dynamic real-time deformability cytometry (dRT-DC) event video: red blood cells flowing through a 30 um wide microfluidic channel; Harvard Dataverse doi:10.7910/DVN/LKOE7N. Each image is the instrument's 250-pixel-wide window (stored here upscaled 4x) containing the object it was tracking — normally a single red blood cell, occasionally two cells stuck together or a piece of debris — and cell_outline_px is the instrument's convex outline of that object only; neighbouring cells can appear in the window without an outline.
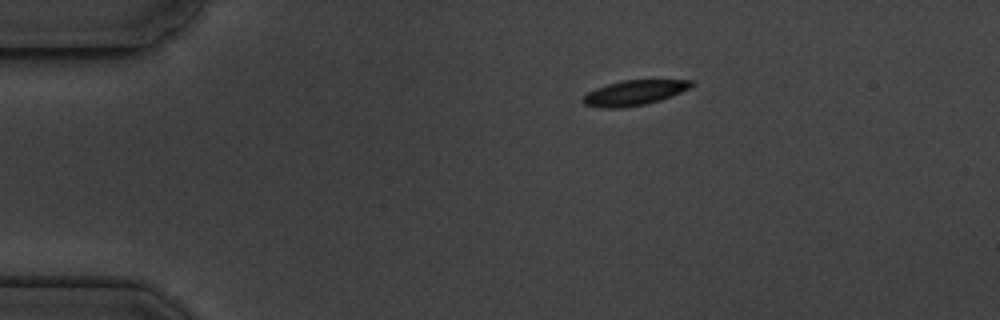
{"species": "common noctule bat (a hibernating species)", "species_latin": "Nyctalus noctula", "temperature_condition": "cold", "stored_images_in_passage": 3, "segment_of_instrument_passage": [1, 2], "camera_frame_rate_fps": 3000, "um_per_image_px": 0.085, "animal": {"sex": "male", "body_mass_g": 19.5, "forearm_length_mm": 54.6}, "frame": {"image": 1, "passage_image": 1, "time_ms": 0.0, "image_size_px": [1000, 320], "cell_outline_px": [[692, 84], [688, 88], [672, 96], [660, 100], [644, 104], [620, 108], [604, 108], [584, 104], [580, 100], [588, 92], [596, 88], [608, 84], [624, 80], [692, 80]], "centroid_in_image_um": [53.87, 7.89], "position_along_channel_um": 31.1, "area_um2": 15.55}}